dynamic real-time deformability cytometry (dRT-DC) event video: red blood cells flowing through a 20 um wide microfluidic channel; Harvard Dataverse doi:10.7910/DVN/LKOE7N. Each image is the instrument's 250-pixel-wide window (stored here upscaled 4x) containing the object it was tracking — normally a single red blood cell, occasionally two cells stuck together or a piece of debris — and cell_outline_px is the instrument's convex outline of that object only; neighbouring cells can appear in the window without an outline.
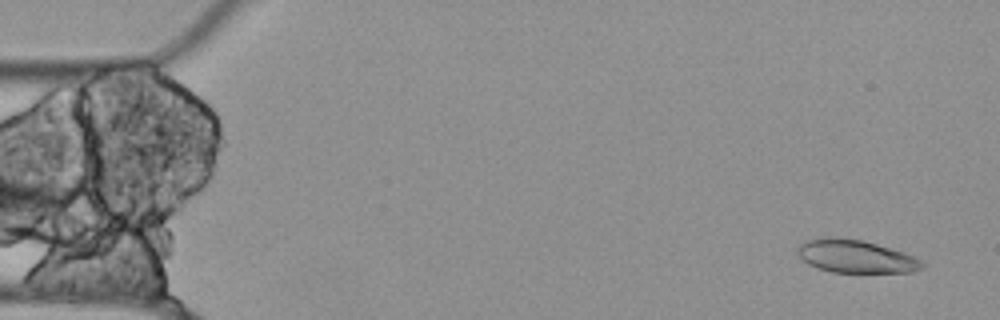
{"species": "Egyptian fruit bat (a non-hibernating species)", "species_latin": "Rousettus aegyptiacus", "temperature_condition": "cold", "stored_images_in_passage": 55, "camera_frame_rate_fps": 3000, "um_per_image_px": 0.085, "animal": {"sex": "female"}, "frame": {"image": 1, "passage_image": 2, "time_ms": 0.333, "image_size_px": [1000, 320], "cell_outline_px": [[924, 268], [912, 272], [832, 272], [816, 268], [808, 264], [796, 252], [796, 248], [804, 240], [824, 236], [828, 236], [860, 240], [876, 244], [904, 252], [920, 260], [924, 264]], "centroid_in_image_um": [72.68, 21.79], "position_along_channel_um": 12.3, "area_um2": 23.93}}
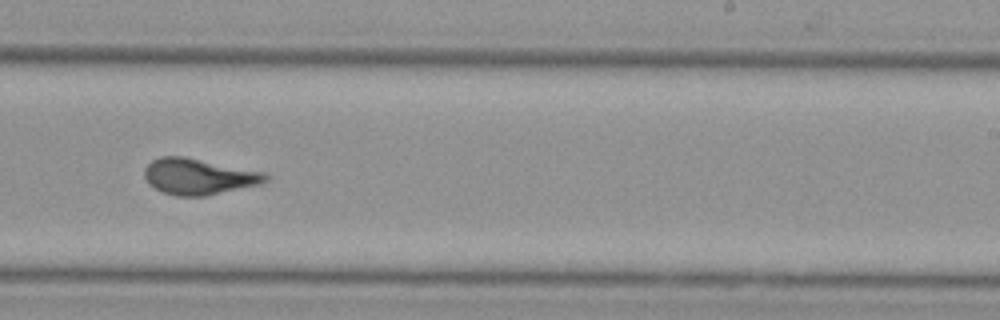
{"frame": {"image": 2, "passage_image": 33, "time_ms": 10.667, "image_size_px": [1000, 320], "cell_outline_px": [[268, 180], [260, 184], [204, 196], [176, 196], [164, 192], [148, 184], [144, 176], [144, 168], [152, 160], [160, 156], [184, 156], [264, 172], [268, 176]], "centroid_in_image_um": [16.86, 14.99], "position_along_channel_um": 272.1, "area_um2": 25.32}}
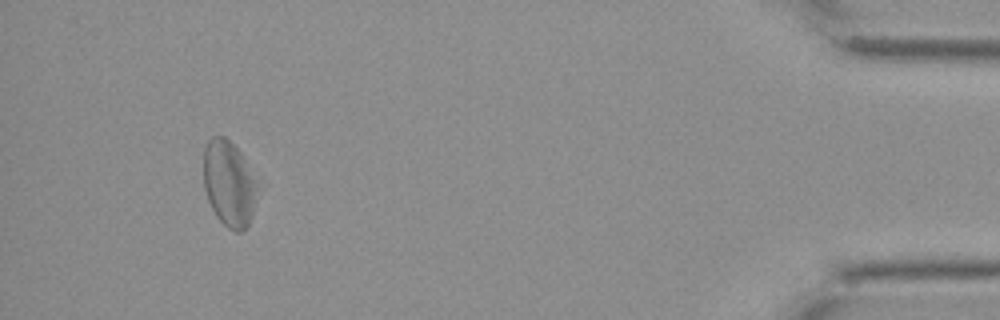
{"frame": {"image": 3, "passage_image": 51, "time_ms": 16.667, "image_size_px": [1000, 320], "cell_outline_px": [[256, 188], [252, 216], [248, 224], [240, 232], [236, 232], [228, 228], [216, 216], [208, 200], [204, 188], [204, 148], [208, 140], [212, 136], [224, 136], [240, 152], [256, 184]], "centroid_in_image_um": [19.42, 15.61], "position_along_channel_um": 415.8, "area_um2": 26.24}, "authors_computed_cell_mechanics": {"area_um2": 24.6228, "velocity_mm_per_s": 3.5103, "shape_relaxation_time_tau1_ms": 0.1805, "shape_relaxation_time_tau2_ms": null, "deformation_change_tau1": 0.0554, "deformation_change_tau2": null}}